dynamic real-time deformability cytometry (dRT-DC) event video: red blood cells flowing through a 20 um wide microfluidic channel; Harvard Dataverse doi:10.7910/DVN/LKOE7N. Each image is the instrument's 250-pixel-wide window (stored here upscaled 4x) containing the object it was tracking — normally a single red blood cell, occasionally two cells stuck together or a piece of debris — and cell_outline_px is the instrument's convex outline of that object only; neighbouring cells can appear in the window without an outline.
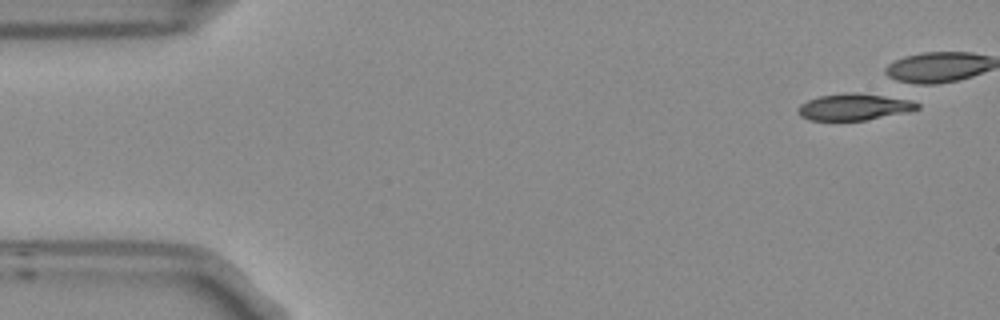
{"species": "Egyptian fruit bat (a non-hibernating species)", "species_latin": "Rousettus aegyptiacus", "temperature_condition": "room temperature", "stored_images_in_passage": 3, "camera_frame_rate_fps": 3000, "um_per_image_px": 0.085, "frame": {"image": 1, "passage_image": 1, "time_ms": 0.0, "image_size_px": [1000, 320], "cell_outline_px": [[920, 108], [908, 112], [864, 120], [808, 120], [800, 116], [796, 108], [800, 104], [808, 100], [820, 96], [852, 92], [900, 96], [920, 104]], "centroid_in_image_um": [72.65, 9.07], "position_along_channel_um": 12.4, "area_um2": 18.79}}